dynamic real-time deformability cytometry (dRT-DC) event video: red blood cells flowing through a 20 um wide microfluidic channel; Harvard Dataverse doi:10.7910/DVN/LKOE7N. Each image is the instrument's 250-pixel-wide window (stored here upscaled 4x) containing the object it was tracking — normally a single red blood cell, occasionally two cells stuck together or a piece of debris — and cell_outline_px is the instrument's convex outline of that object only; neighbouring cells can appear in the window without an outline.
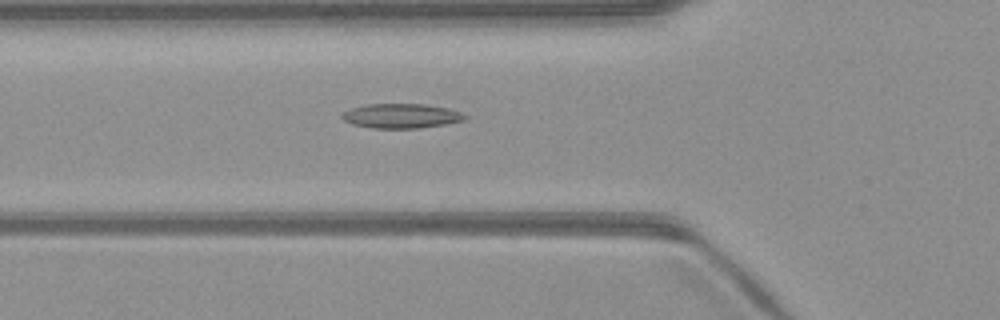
{"species": "common noctule bat (a hibernating species)", "species_latin": "Nyctalus noctula", "temperature_condition": "warm", "stored_images_in_passage": 50, "camera_frame_rate_fps": 3000, "um_per_image_px": 0.085, "animal": {"sex": "male", "body_mass_g": 23.1, "forearm_length_mm": 52.7}, "frame": {"image": 1, "passage_image": 17, "time_ms": 5.333, "image_size_px": [1000, 320], "cell_outline_px": [[468, 116], [464, 120], [444, 124], [420, 128], [372, 128], [352, 124], [344, 120], [340, 116], [344, 112], [352, 108], [368, 104], [424, 104], [448, 108], [460, 112]], "centroid_in_image_um": [34.11, 9.85], "position_along_channel_um": 91.7, "area_um2": 17.46}}
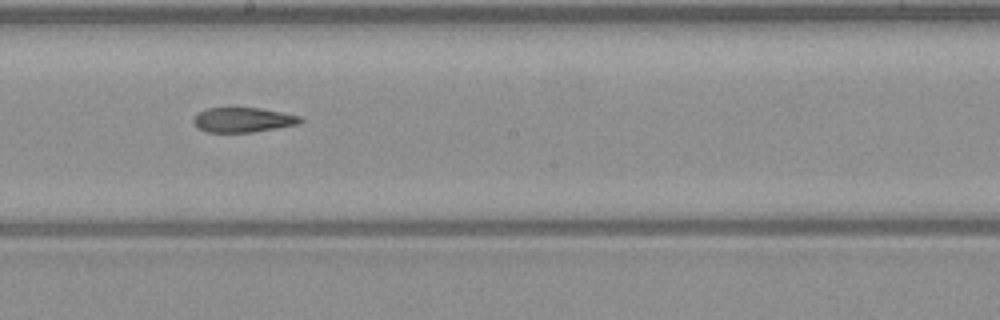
{"frame": {"image": 2, "passage_image": 27, "time_ms": 8.667, "image_size_px": [1000, 320], "cell_outline_px": [[304, 120], [300, 124], [252, 132], [208, 132], [200, 128], [192, 120], [200, 112], [208, 108], [260, 108], [300, 116]], "centroid_in_image_um": [20.71, 10.19], "position_along_channel_um": 227.5, "area_um2": 15.14}}
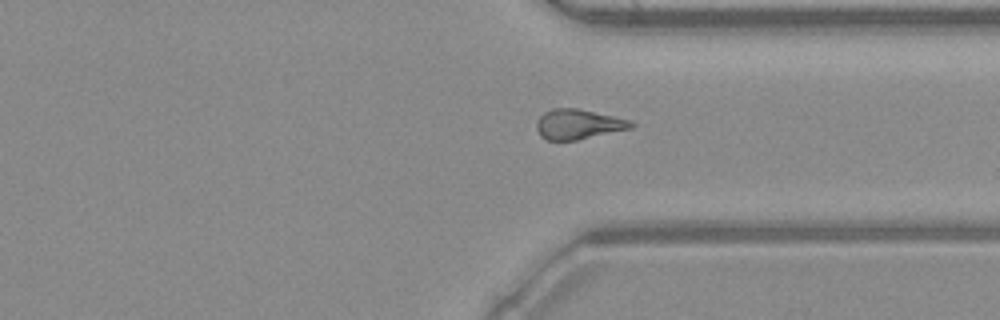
{"frame": {"image": 3, "passage_image": 37, "time_ms": 12.0, "image_size_px": [1000, 320], "cell_outline_px": [[636, 124], [632, 128], [576, 140], [544, 140], [540, 136], [536, 128], [536, 124], [540, 116], [544, 112], [552, 108], [576, 108], [612, 116], [628, 120]], "centroid_in_image_um": [49.11, 10.56], "position_along_channel_um": 362.3, "area_um2": 16.36}, "authors_computed_cell_mechanics": {"area_um2": 17.1377, "velocity_mm_per_s": 4.0485, "shape_relaxation_time_tau1_ms": null, "shape_relaxation_time_tau2_ms": 4.9116, "deformation_change_tau1": null, "deformation_change_tau2": 0.1492}}